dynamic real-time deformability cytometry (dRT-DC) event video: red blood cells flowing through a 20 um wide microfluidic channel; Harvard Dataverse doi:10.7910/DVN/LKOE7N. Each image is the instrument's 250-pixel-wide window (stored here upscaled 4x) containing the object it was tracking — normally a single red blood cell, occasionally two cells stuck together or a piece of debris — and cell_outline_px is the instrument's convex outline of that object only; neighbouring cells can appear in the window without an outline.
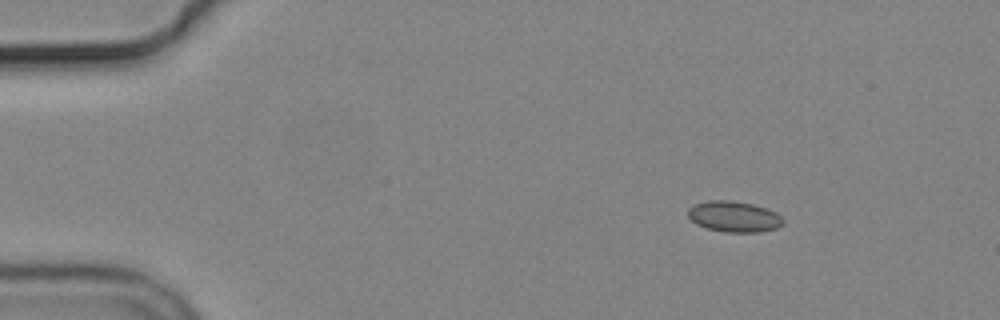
{"species": "common noctule bat (a hibernating species)", "species_latin": "Nyctalus noctula", "temperature_condition": "cold", "stored_images_in_passage": 5, "camera_frame_rate_fps": 3000, "um_per_image_px": 0.085, "animal": {"sex": "male", "body_mass_g": 19.2, "forearm_length_mm": 51.8}, "frame": {"image": 1, "passage_image": 2, "time_ms": 1.667, "image_size_px": [1000, 320], "cell_outline_px": [[784, 224], [776, 228], [760, 232], [724, 232], [708, 228], [696, 224], [688, 216], [688, 208], [696, 204], [708, 200], [732, 200], [752, 204], [776, 212], [784, 220]], "centroid_in_image_um": [62.4, 18.41], "position_along_channel_um": 22.6, "area_um2": 17.05}}
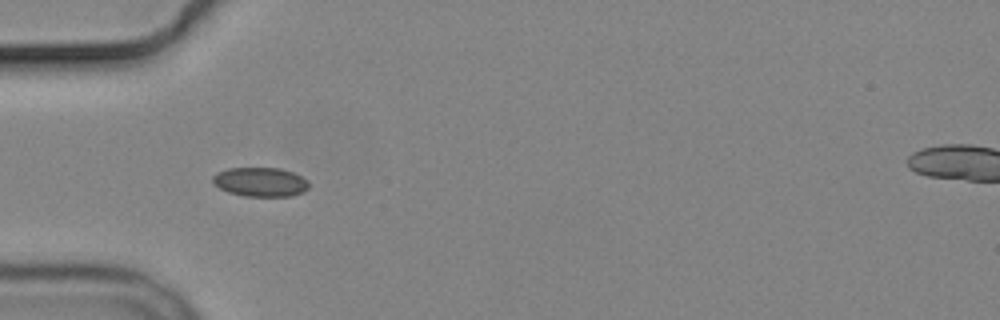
{"frame": {"image": 2, "passage_image": 4, "time_ms": 5.0, "image_size_px": [1000, 320], "cell_outline_px": [[308, 188], [304, 192], [292, 196], [244, 196], [228, 192], [220, 188], [212, 180], [212, 176], [216, 172], [228, 168], [280, 168], [292, 172], [308, 180]], "centroid_in_image_um": [22.13, 15.46], "position_along_channel_um": 62.9, "area_um2": 16.36}}
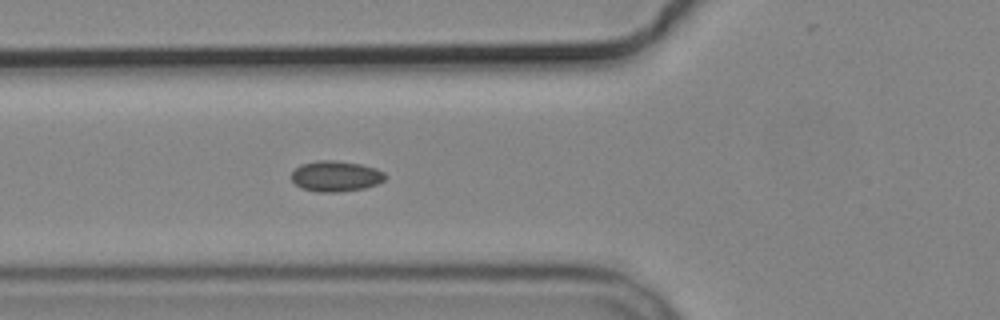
{"frame": {"image": 3, "passage_image": 5, "time_ms": 6.0, "image_size_px": [1000, 320], "cell_outline_px": [[388, 176], [384, 180], [376, 184], [364, 188], [336, 192], [316, 192], [304, 188], [296, 184], [292, 180], [292, 172], [300, 164], [316, 160], [336, 160], [360, 164], [376, 168], [384, 172]], "centroid_in_image_um": [28.55, 14.96], "position_along_channel_um": 97.2, "area_um2": 16.76}}